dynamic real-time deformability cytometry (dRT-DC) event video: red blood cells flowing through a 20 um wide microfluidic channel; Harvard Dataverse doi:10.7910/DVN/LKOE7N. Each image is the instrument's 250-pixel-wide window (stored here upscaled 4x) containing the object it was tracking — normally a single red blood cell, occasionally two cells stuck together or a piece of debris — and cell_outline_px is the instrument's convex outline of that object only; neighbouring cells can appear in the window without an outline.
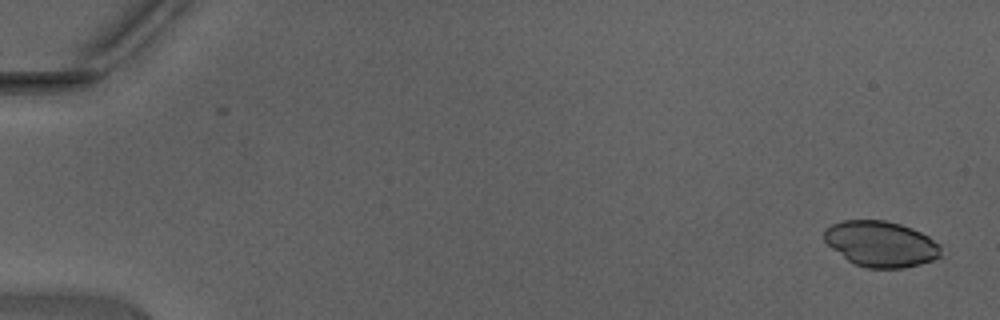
{"species": "Egyptian fruit bat (a non-hibernating species)", "species_latin": "Rousettus aegyptiacus", "temperature_condition": "warm", "stored_images_in_passage": 46, "camera_frame_rate_fps": 3000, "um_per_image_px": 0.085, "animal": {"sex": "male"}, "frame": {"image": 1, "passage_image": 1, "time_ms": 0.0, "image_size_px": [1000, 320], "cell_outline_px": [[940, 256], [932, 260], [920, 264], [904, 268], [868, 268], [852, 264], [832, 248], [824, 240], [824, 228], [832, 224], [844, 220], [884, 220], [900, 224], [912, 228], [928, 236], [940, 244]], "centroid_in_image_um": [74.86, 20.73], "position_along_channel_um": 10.1, "area_um2": 31.15}}
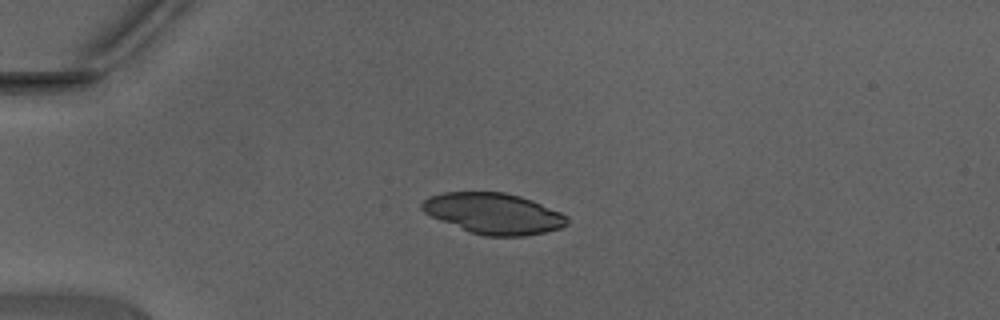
{"frame": {"image": 2, "passage_image": 12, "time_ms": 3.667, "image_size_px": [1000, 320], "cell_outline_px": [[568, 224], [560, 228], [544, 232], [524, 236], [484, 236], [472, 232], [432, 216], [424, 212], [420, 208], [420, 204], [428, 196], [444, 192], [504, 192], [520, 196], [532, 200], [560, 212], [568, 216]], "centroid_in_image_um": [41.97, 18.13], "position_along_channel_um": 43.0, "area_um2": 34.28}}